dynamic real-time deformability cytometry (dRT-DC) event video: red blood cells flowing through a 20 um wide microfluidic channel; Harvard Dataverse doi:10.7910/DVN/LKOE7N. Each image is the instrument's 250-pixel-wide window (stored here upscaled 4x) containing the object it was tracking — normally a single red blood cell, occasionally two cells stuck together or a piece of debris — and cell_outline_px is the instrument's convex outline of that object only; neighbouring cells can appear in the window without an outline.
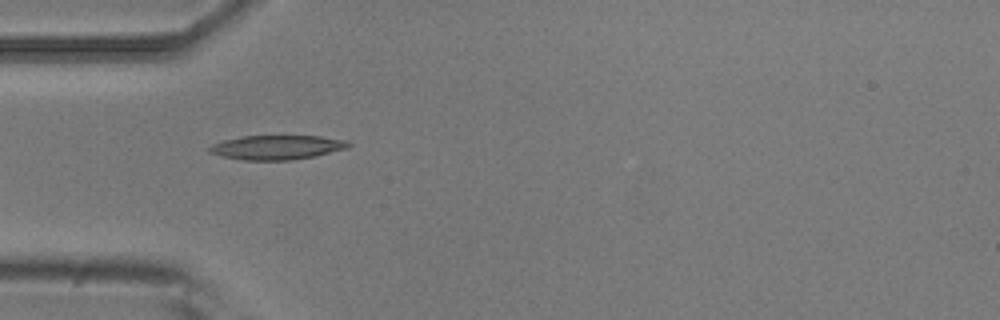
{"species": "common noctule bat (a hibernating species)", "species_latin": "Nyctalus noctula", "temperature_condition": "room temperature", "stored_images_in_passage": 2, "camera_frame_rate_fps": 3000, "um_per_image_px": 0.085, "animal": {"sex": "male", "body_mass_g": 20.5, "forearm_length_mm": 52.5}, "frame": {"image": 1, "passage_image": 1, "time_ms": 0.0, "image_size_px": [1000, 320], "cell_outline_px": [[352, 144], [348, 148], [312, 156], [292, 160], [244, 160], [224, 156], [208, 152], [208, 148], [212, 144], [224, 140], [244, 136], [320, 136], [348, 140]], "centroid_in_image_um": [23.56, 12.52], "position_along_channel_um": 61.4, "area_um2": 19.54}}
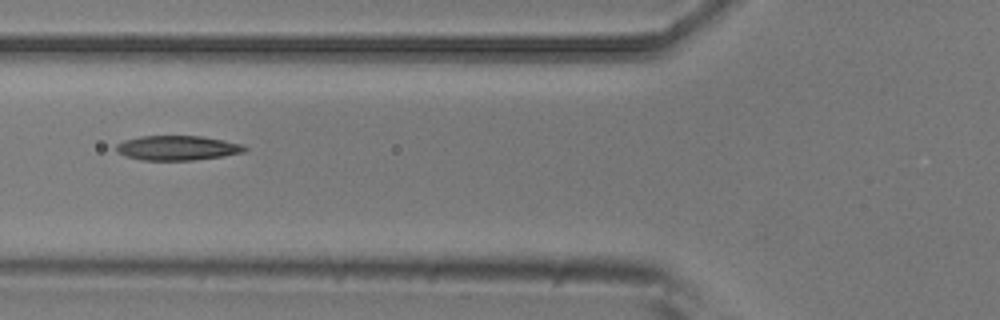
{"frame": {"image": 2, "passage_image": 2, "time_ms": 0.333, "image_size_px": [1000, 320], "cell_outline_px": [[248, 148], [244, 152], [224, 156], [192, 160], [140, 160], [124, 156], [116, 152], [116, 144], [124, 140], [140, 136], [200, 136], [224, 140], [244, 144]], "centroid_in_image_um": [15.07, 12.57], "position_along_channel_um": 110.7, "area_um2": 18.61}}